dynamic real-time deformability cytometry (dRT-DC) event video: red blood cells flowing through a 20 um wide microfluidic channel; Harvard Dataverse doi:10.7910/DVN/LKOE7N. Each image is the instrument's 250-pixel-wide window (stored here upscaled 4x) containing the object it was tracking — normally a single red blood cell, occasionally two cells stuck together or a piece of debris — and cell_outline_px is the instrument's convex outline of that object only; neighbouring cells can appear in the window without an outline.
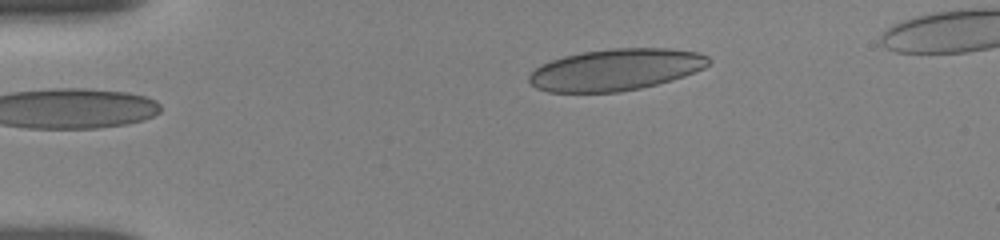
{"species": "human", "species_latin": "Homo sapiens", "temperature_condition": "room temperature", "stored_images_in_passage": 2, "camera_frame_rate_fps": 3000, "um_per_image_px": 0.085, "donor": {"sex": "female"}, "frame": {"image": 1, "passage_image": 2, "time_ms": 1.0, "image_size_px": [1000, 240], "cell_outline_px": [[712, 60], [704, 68], [684, 76], [672, 80], [640, 88], [620, 92], [548, 92], [536, 88], [528, 80], [528, 76], [536, 68], [552, 60], [564, 56], [584, 52], [612, 48], [668, 48], [700, 52], [708, 56]], "centroid_in_image_um": [52.37, 5.92], "position_along_channel_um": 32.6, "area_um2": 43.52}}